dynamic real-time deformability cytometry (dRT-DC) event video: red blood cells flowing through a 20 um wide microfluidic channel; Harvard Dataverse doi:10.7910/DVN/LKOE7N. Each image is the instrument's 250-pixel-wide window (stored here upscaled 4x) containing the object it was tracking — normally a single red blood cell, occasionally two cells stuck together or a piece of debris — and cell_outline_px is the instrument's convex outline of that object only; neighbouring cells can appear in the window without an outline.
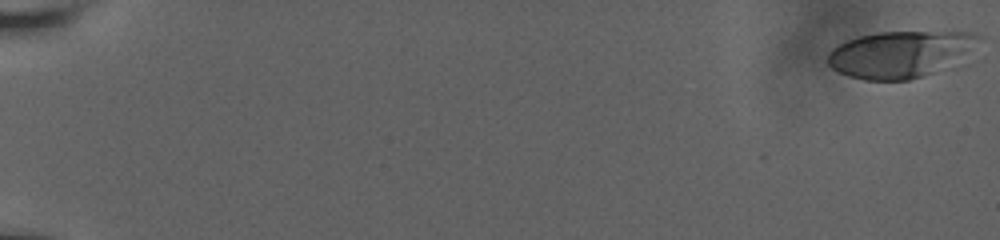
{"species": "human", "species_latin": "Homo sapiens", "temperature_condition": "room temperature", "stored_images_in_passage": 32, "camera_frame_rate_fps": 3000, "um_per_image_px": 0.085, "donor": {"sex": "male"}, "frame": {"image": 1, "passage_image": 1, "time_ms": 0.0, "image_size_px": [1000, 240], "cell_outline_px": [[984, 36], [936, 72], [924, 76], [908, 80], [864, 80], [848, 76], [832, 68], [828, 64], [828, 52], [832, 48], [848, 40], [860, 36], [880, 32], [976, 32]], "centroid_in_image_um": [76.4, 4.6], "position_along_channel_um": 8.6, "area_um2": 39.94}}
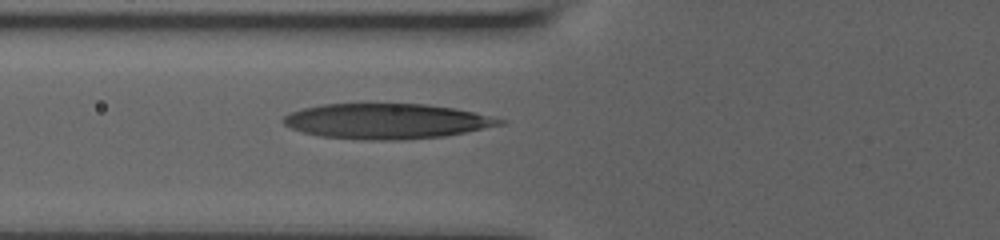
{"frame": {"image": 2, "passage_image": 18, "time_ms": 8.0, "image_size_px": [1000, 240], "cell_outline_px": [[508, 120], [504, 124], [444, 136], [400, 140], [376, 140], [320, 136], [304, 132], [292, 128], [284, 124], [280, 120], [284, 116], [292, 112], [304, 108], [324, 104], [428, 104], [456, 108], [476, 112]], "centroid_in_image_um": [32.91, 10.29], "position_along_channel_um": 92.9, "area_um2": 44.27}}
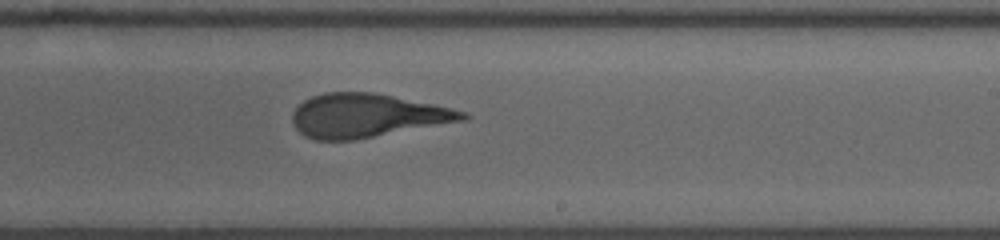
{"frame": {"image": 3, "passage_image": 32, "time_ms": 12.333, "image_size_px": [1000, 240], "cell_outline_px": [[472, 116], [468, 120], [352, 140], [316, 140], [304, 136], [292, 124], [292, 112], [304, 100], [312, 96], [324, 92], [372, 92], [452, 108], [468, 112]], "centroid_in_image_um": [31.2, 9.83], "position_along_channel_um": 257.8, "area_um2": 43.29}}